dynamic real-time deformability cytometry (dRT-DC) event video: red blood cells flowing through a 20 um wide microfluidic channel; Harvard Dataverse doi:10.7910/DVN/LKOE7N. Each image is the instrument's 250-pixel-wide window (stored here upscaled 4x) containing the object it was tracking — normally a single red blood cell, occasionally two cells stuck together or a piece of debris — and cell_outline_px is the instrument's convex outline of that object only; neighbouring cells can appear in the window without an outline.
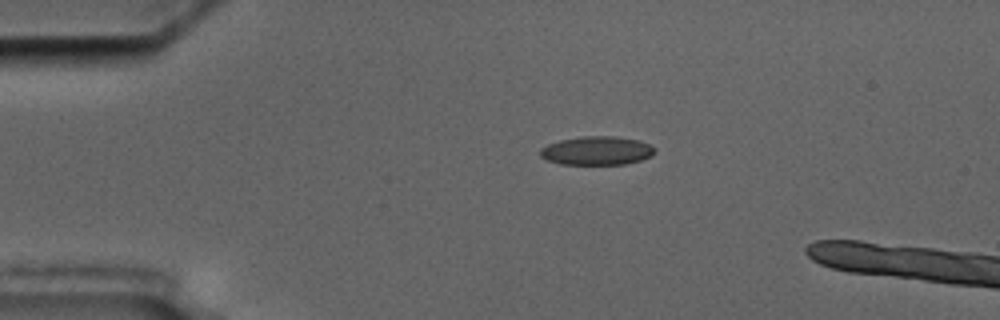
{"species": "common noctule bat (a hibernating species)", "species_latin": "Nyctalus noctula", "temperature_condition": "cold", "stored_images_in_passage": 4, "camera_frame_rate_fps": 3000, "um_per_image_px": 0.085, "animal": {"sex": "male", "body_mass_g": 17.5, "forearm_length_mm": 52.3}, "frame": {"image": 1, "passage_image": 2, "time_ms": 1.333, "image_size_px": [1000, 320], "cell_outline_px": [[656, 152], [652, 156], [640, 160], [624, 164], [560, 164], [548, 160], [540, 156], [540, 148], [548, 144], [560, 140], [580, 136], [616, 136], [640, 140], [656, 148]], "centroid_in_image_um": [50.75, 12.8], "position_along_channel_um": 34.3, "area_um2": 19.25}}